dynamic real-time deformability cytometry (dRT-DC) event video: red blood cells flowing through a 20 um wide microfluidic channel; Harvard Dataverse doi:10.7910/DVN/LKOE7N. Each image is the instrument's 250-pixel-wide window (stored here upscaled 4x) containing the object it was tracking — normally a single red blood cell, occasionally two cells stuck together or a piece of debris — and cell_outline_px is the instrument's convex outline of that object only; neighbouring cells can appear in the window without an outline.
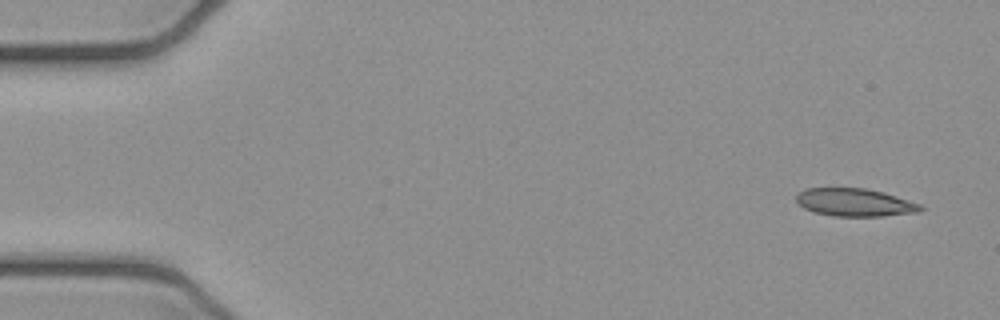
{"species": "common noctule bat (a hibernating species)", "species_latin": "Nyctalus noctula", "temperature_condition": "cold", "stored_images_in_passage": 5, "camera_frame_rate_fps": 3000, "um_per_image_px": 0.085, "animal": {"sex": "female", "body_mass_g": 21.9}, "frame": {"image": 1, "passage_image": 1, "time_ms": 0.0, "image_size_px": [1000, 320], "cell_outline_px": [[924, 208], [920, 212], [884, 216], [836, 216], [812, 212], [804, 208], [796, 200], [796, 196], [804, 188], [864, 188], [884, 192], [920, 204]], "centroid_in_image_um": [72.66, 17.21], "position_along_channel_um": 12.3, "area_um2": 20.17}}
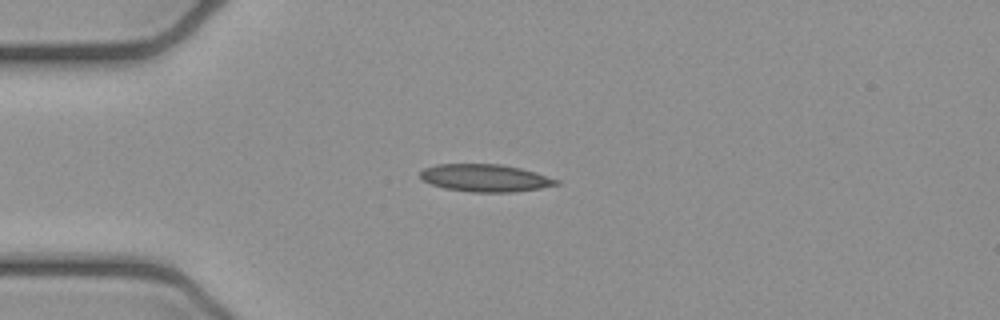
{"frame": {"image": 2, "passage_image": 4, "time_ms": 1.0, "image_size_px": [1000, 320], "cell_outline_px": [[560, 184], [540, 188], [516, 192], [472, 192], [444, 188], [420, 180], [420, 172], [424, 168], [436, 164], [500, 164], [520, 168], [560, 180]], "centroid_in_image_um": [41.22, 15.13], "position_along_channel_um": 43.8, "area_um2": 21.79}}
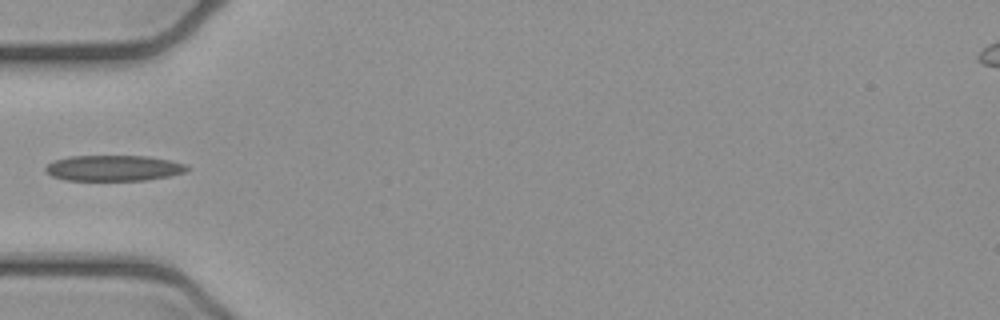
{"frame": {"image": 3, "passage_image": 5, "time_ms": 1.333, "image_size_px": [1000, 320], "cell_outline_px": [[192, 168], [184, 172], [168, 176], [144, 180], [64, 180], [52, 176], [44, 172], [44, 168], [52, 160], [68, 156], [148, 156], [168, 160], [184, 164]], "centroid_in_image_um": [9.6, 14.28], "position_along_channel_um": 75.4, "area_um2": 21.27}}